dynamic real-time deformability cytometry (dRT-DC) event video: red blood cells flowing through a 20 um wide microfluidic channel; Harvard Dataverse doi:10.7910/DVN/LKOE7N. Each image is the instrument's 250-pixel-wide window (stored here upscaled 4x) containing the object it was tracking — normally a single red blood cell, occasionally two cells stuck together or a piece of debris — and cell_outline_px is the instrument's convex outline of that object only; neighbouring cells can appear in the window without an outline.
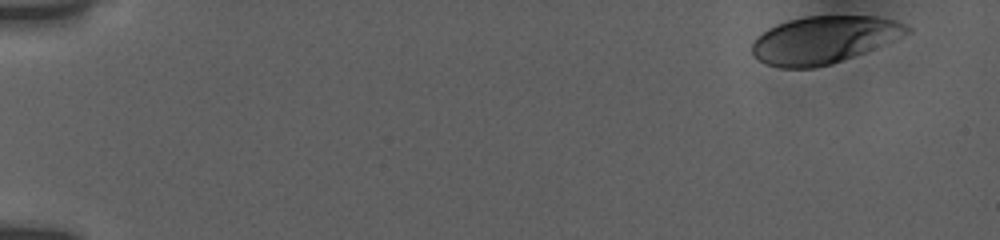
{"species": "human", "species_latin": "Homo sapiens", "temperature_condition": "room temperature", "stored_images_in_passage": 7, "camera_frame_rate_fps": 3000, "um_per_image_px": 0.085, "donor": {"sex": "female"}, "frame": {"image": 1, "passage_image": 1, "time_ms": 0.0, "image_size_px": [1000, 240], "cell_outline_px": [[912, 32], [868, 52], [832, 64], [816, 68], [780, 68], [764, 64], [752, 56], [752, 44], [756, 36], [768, 28], [776, 24], [788, 20], [808, 16], [876, 16], [896, 20], [912, 28]], "centroid_in_image_um": [70.03, 3.4], "position_along_channel_um": 15.0, "area_um2": 43.41}}